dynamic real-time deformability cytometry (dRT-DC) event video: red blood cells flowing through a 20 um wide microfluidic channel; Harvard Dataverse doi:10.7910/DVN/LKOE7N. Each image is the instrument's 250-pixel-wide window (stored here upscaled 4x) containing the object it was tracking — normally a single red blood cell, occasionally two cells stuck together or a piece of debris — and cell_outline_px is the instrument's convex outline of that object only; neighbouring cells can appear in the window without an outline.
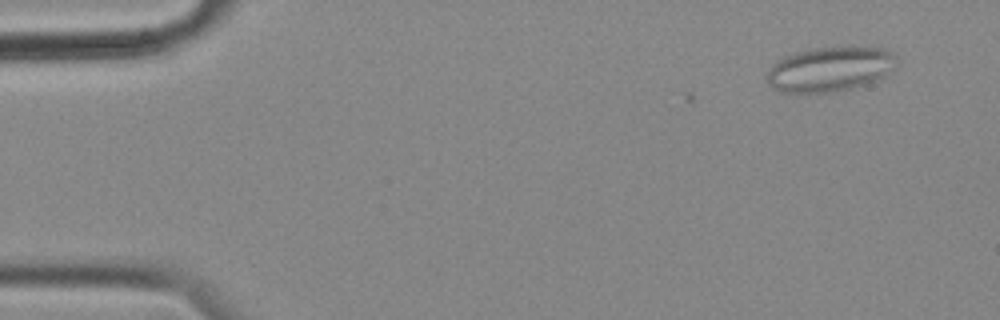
{"species": "common noctule bat (a hibernating species)", "species_latin": "Nyctalus noctula", "temperature_condition": "cold", "stored_images_in_passage": 12, "camera_frame_rate_fps": 3000, "um_per_image_px": 0.085, "animal": {"sex": "female", "body_mass_g": 18.4}, "frame": {"image": 1, "passage_image": 1, "time_ms": 0.0, "image_size_px": [1000, 320], "cell_outline_px": [[900, 64], [884, 76], [868, 84], [836, 92], [780, 92], [772, 88], [768, 84], [768, 68], [780, 56], [812, 48], [852, 44], [888, 48], [896, 56]], "centroid_in_image_um": [70.61, 5.82], "position_along_channel_um": 14.4, "area_um2": 35.2}}